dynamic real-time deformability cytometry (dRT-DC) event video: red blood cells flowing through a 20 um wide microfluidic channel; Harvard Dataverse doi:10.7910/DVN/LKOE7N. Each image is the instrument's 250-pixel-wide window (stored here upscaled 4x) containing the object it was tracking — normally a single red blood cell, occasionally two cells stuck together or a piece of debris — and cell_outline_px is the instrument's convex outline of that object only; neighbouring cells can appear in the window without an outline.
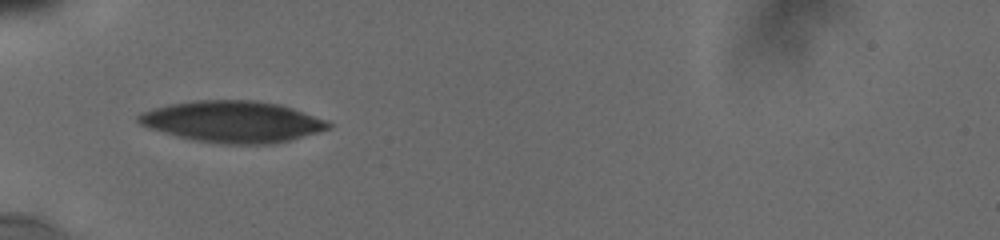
{"species": "human", "species_latin": "Homo sapiens", "temperature_condition": "cold", "stored_images_in_passage": 6, "camera_frame_rate_fps": 3000, "um_per_image_px": 0.085, "donor": {"sex": "male"}, "frame": {"image": 1, "passage_image": 1, "time_ms": 0.0, "image_size_px": [1000, 240], "cell_outline_px": [[332, 128], [320, 132], [272, 144], [224, 144], [196, 140], [176, 136], [148, 128], [140, 124], [136, 120], [136, 116], [140, 112], [168, 104], [196, 100], [256, 100], [280, 104], [328, 120], [332, 124]], "centroid_in_image_um": [19.77, 10.33], "position_along_channel_um": 65.2, "area_um2": 46.07}}
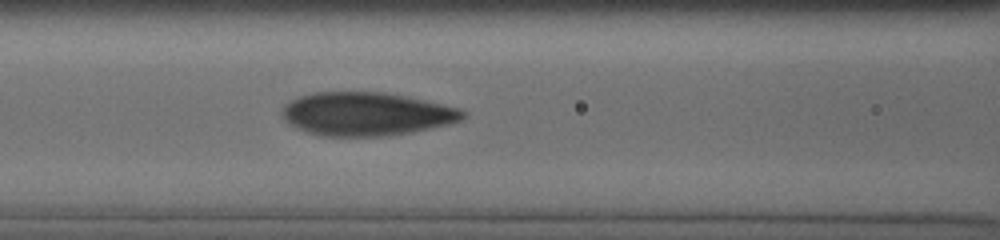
{"frame": {"image": 2, "passage_image": 6, "time_ms": 2.0, "image_size_px": [1000, 240], "cell_outline_px": [[468, 112], [460, 120], [448, 124], [412, 132], [388, 136], [320, 136], [308, 132], [288, 124], [284, 116], [284, 104], [300, 96], [312, 92], [384, 92], [424, 100], [460, 108]], "centroid_in_image_um": [31.15, 9.69], "position_along_channel_um": 135.4, "area_um2": 45.49}}